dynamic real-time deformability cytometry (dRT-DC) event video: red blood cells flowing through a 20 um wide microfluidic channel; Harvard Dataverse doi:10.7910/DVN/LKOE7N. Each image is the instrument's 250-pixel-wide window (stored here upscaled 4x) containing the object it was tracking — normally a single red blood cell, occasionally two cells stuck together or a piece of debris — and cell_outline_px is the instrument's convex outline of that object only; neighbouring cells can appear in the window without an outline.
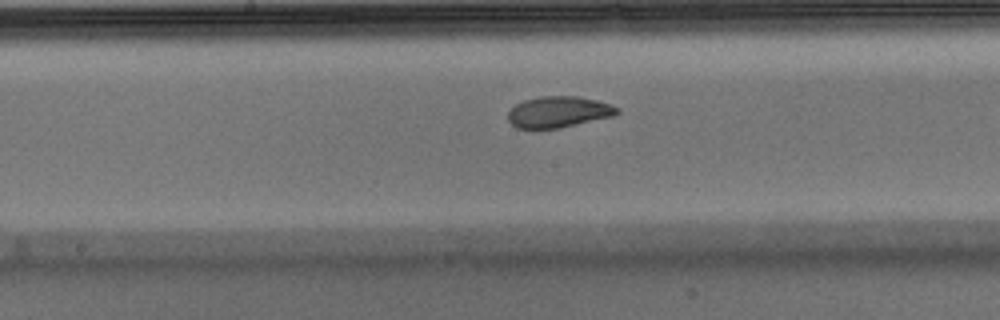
{"species": "Egyptian fruit bat (a non-hibernating species)", "species_latin": "Rousettus aegyptiacus", "temperature_condition": "warm", "stored_images_in_passage": 33, "camera_frame_rate_fps": 3000, "um_per_image_px": 0.085, "animal": {"sex": "male"}, "frame": {"image": 1, "passage_image": 19, "time_ms": 6.0, "image_size_px": [1000, 320], "cell_outline_px": [[620, 112], [612, 116], [560, 128], [516, 128], [508, 120], [508, 112], [516, 104], [524, 100], [540, 96], [576, 96], [596, 100], [612, 104], [620, 108]], "centroid_in_image_um": [47.49, 9.51], "position_along_channel_um": 200.7, "area_um2": 19.77}}